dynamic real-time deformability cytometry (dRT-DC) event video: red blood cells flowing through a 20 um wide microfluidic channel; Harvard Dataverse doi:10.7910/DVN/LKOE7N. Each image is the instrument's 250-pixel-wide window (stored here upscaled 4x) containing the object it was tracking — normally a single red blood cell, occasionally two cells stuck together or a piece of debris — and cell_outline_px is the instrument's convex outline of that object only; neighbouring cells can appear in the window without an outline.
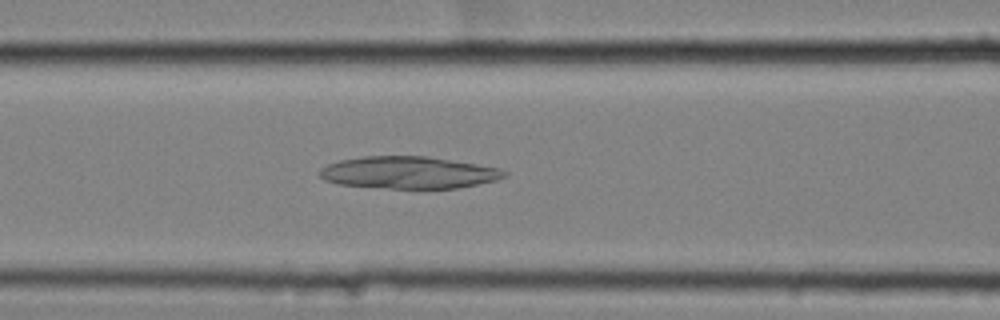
{"species": "common noctule bat (a hibernating species)", "species_latin": "Nyctalus noctula", "temperature_condition": "cold", "stored_images_in_passage": 57, "camera_frame_rate_fps": 3000, "um_per_image_px": 0.085, "animal": {"sex": "female", "body_mass_g": 25.1}, "frame": {"image": 1, "passage_image": 25, "time_ms": 8.0, "image_size_px": [1000, 320], "cell_outline_px": [[508, 176], [496, 180], [460, 188], [420, 192], [340, 184], [324, 180], [320, 176], [320, 168], [328, 164], [340, 160], [364, 156], [428, 156], [500, 168], [508, 172]], "centroid_in_image_um": [34.78, 14.71], "position_along_channel_um": 131.8, "area_um2": 35.78}}
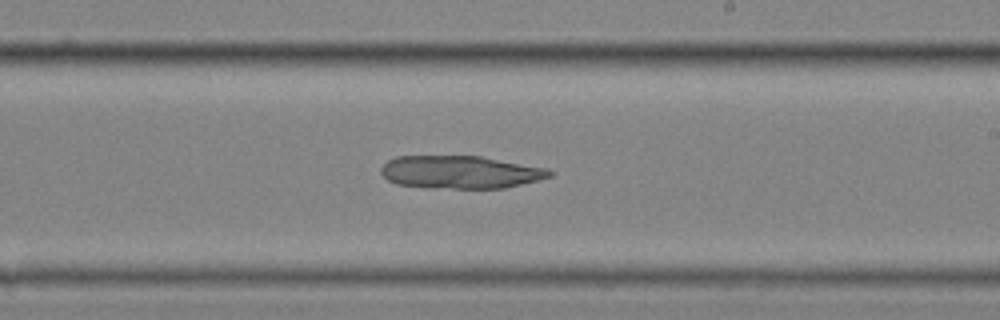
{"frame": {"image": 2, "passage_image": 35, "time_ms": 11.333, "image_size_px": [1000, 320], "cell_outline_px": [[556, 172], [552, 176], [504, 188], [452, 188], [396, 184], [388, 180], [380, 172], [380, 168], [388, 160], [396, 156], [480, 156], [548, 168]], "centroid_in_image_um": [39.15, 14.61], "position_along_channel_um": 249.8, "area_um2": 32.02}}
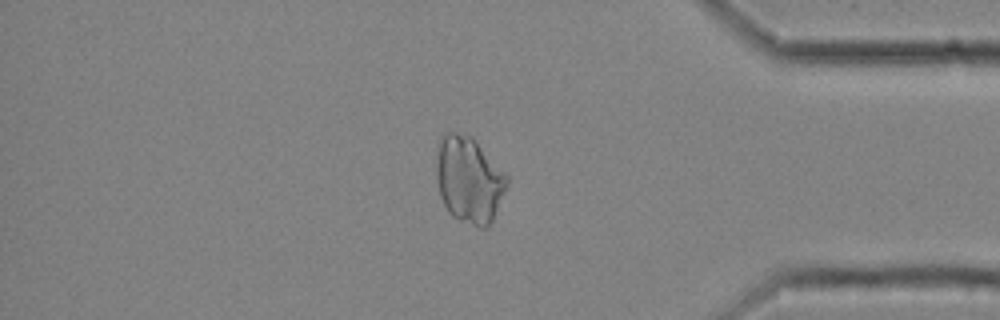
{"frame": {"image": 3, "passage_image": 49, "time_ms": 16.0, "image_size_px": [1000, 320], "cell_outline_px": [[508, 184], [492, 220], [484, 228], [480, 228], [460, 220], [452, 216], [448, 212], [440, 196], [436, 180], [436, 164], [440, 136], [444, 132], [456, 132], [472, 136], [476, 140], [508, 176]], "centroid_in_image_um": [39.84, 15.25], "position_along_channel_um": 395.4, "area_um2": 35.6}}